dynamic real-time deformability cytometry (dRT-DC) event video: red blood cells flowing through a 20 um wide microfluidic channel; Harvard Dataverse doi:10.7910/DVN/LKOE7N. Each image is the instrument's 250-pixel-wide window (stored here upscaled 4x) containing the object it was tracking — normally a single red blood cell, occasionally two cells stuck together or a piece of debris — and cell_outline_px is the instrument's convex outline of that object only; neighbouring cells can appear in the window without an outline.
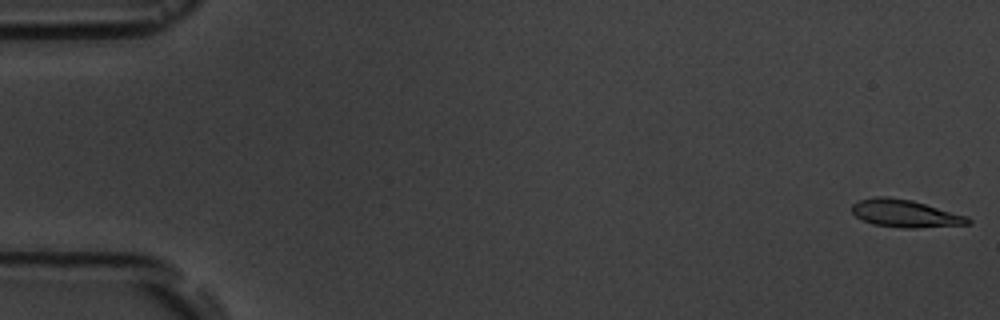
{"species": "common noctule bat (a hibernating species)", "species_latin": "Nyctalus noctula", "temperature_condition": "room temperature", "stored_images_in_passage": 4, "camera_frame_rate_fps": 3000, "um_per_image_px": 0.085, "animal": {"sex": "male", "body_mass_g": 19.5, "forearm_length_mm": 54.6}, "frame": {"image": 1, "passage_image": 1, "time_ms": 0.0, "image_size_px": [1000, 320], "cell_outline_px": [[972, 224], [916, 228], [904, 228], [872, 224], [856, 216], [852, 212], [852, 204], [860, 200], [876, 196], [888, 196], [912, 200], [968, 216], [972, 220]], "centroid_in_image_um": [76.97, 18.14], "position_along_channel_um": 8.0, "area_um2": 18.73}}
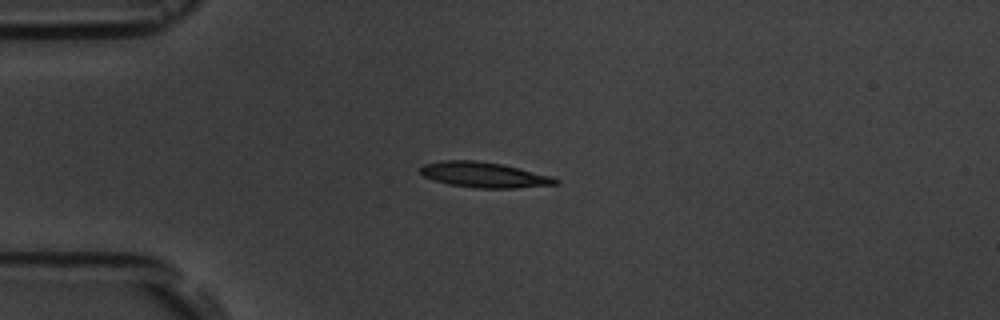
{"frame": {"image": 2, "passage_image": 4, "time_ms": 4.333, "image_size_px": [1000, 320], "cell_outline_px": [[560, 184], [516, 188], [476, 188], [448, 184], [432, 180], [424, 176], [420, 172], [420, 168], [424, 164], [444, 160], [476, 160], [500, 164], [552, 176], [560, 180]], "centroid_in_image_um": [41.15, 14.87], "position_along_channel_um": 43.9, "area_um2": 20.0}}